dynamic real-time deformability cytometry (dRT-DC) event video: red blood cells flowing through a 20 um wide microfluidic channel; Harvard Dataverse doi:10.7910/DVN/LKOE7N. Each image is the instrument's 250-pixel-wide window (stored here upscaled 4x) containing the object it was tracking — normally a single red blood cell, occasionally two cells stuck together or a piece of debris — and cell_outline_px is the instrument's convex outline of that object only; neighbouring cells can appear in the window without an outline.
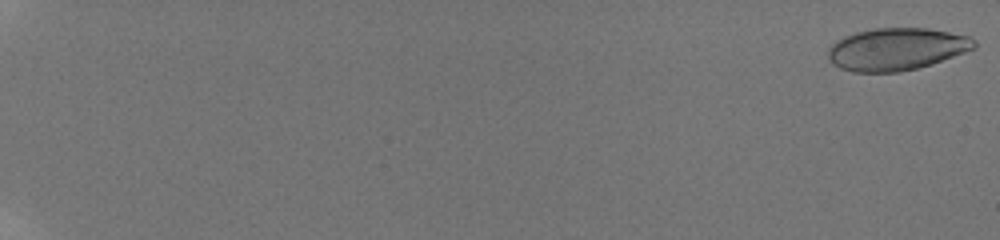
{"species": "human", "species_latin": "Homo sapiens", "temperature_condition": "room temperature", "stored_images_in_passage": 19, "camera_frame_rate_fps": 3000, "um_per_image_px": 0.085, "donor": {"sex": "male"}, "frame": {"image": 1, "passage_image": 1, "time_ms": 0.0, "image_size_px": [1000, 240], "cell_outline_px": [[976, 48], [932, 64], [900, 72], [852, 72], [840, 68], [832, 64], [828, 60], [828, 48], [832, 44], [844, 36], [856, 32], [876, 28], [928, 28], [968, 36], [976, 40]], "centroid_in_image_um": [76.19, 4.18], "position_along_channel_um": 8.8, "area_um2": 36.13}}